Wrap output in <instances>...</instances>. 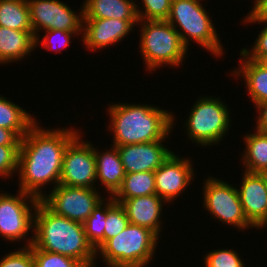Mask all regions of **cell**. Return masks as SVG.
<instances>
[{"label":"cell","instance_id":"1","mask_svg":"<svg viewBox=\"0 0 267 267\" xmlns=\"http://www.w3.org/2000/svg\"><path fill=\"white\" fill-rule=\"evenodd\" d=\"M38 125L36 122L21 139L18 188L41 199L45 195L43 186L53 182L54 188L59 184L65 150L81 132L65 127L43 129Z\"/></svg>","mask_w":267,"mask_h":267},{"label":"cell","instance_id":"2","mask_svg":"<svg viewBox=\"0 0 267 267\" xmlns=\"http://www.w3.org/2000/svg\"><path fill=\"white\" fill-rule=\"evenodd\" d=\"M34 236L24 247L59 253L80 261L85 267L96 265L97 252L88 242L82 223L52 212L41 200L34 215Z\"/></svg>","mask_w":267,"mask_h":267},{"label":"cell","instance_id":"3","mask_svg":"<svg viewBox=\"0 0 267 267\" xmlns=\"http://www.w3.org/2000/svg\"><path fill=\"white\" fill-rule=\"evenodd\" d=\"M109 108V109H108ZM107 108L113 133V146L166 140L174 127V113L160 106L112 104Z\"/></svg>","mask_w":267,"mask_h":267},{"label":"cell","instance_id":"4","mask_svg":"<svg viewBox=\"0 0 267 267\" xmlns=\"http://www.w3.org/2000/svg\"><path fill=\"white\" fill-rule=\"evenodd\" d=\"M159 238L150 229L129 223L96 252L108 267H145L154 258Z\"/></svg>","mask_w":267,"mask_h":267},{"label":"cell","instance_id":"5","mask_svg":"<svg viewBox=\"0 0 267 267\" xmlns=\"http://www.w3.org/2000/svg\"><path fill=\"white\" fill-rule=\"evenodd\" d=\"M140 53L145 68L154 71L159 66L178 67L188 52L180 34L167 20H139Z\"/></svg>","mask_w":267,"mask_h":267},{"label":"cell","instance_id":"6","mask_svg":"<svg viewBox=\"0 0 267 267\" xmlns=\"http://www.w3.org/2000/svg\"><path fill=\"white\" fill-rule=\"evenodd\" d=\"M201 1L203 0H172L167 21L180 34L187 49L193 39L212 55L220 57L223 55L221 40Z\"/></svg>","mask_w":267,"mask_h":267},{"label":"cell","instance_id":"7","mask_svg":"<svg viewBox=\"0 0 267 267\" xmlns=\"http://www.w3.org/2000/svg\"><path fill=\"white\" fill-rule=\"evenodd\" d=\"M199 98L184 123L188 132L187 138L201 146L216 145L222 142L231 127L230 109L221 98Z\"/></svg>","mask_w":267,"mask_h":267},{"label":"cell","instance_id":"8","mask_svg":"<svg viewBox=\"0 0 267 267\" xmlns=\"http://www.w3.org/2000/svg\"><path fill=\"white\" fill-rule=\"evenodd\" d=\"M18 192L16 195L0 193V236L12 242L27 241L29 231H34V213L40 201L32 194Z\"/></svg>","mask_w":267,"mask_h":267},{"label":"cell","instance_id":"9","mask_svg":"<svg viewBox=\"0 0 267 267\" xmlns=\"http://www.w3.org/2000/svg\"><path fill=\"white\" fill-rule=\"evenodd\" d=\"M203 181V207L214 219L242 231L253 227L244 215L236 187L217 177H208Z\"/></svg>","mask_w":267,"mask_h":267},{"label":"cell","instance_id":"10","mask_svg":"<svg viewBox=\"0 0 267 267\" xmlns=\"http://www.w3.org/2000/svg\"><path fill=\"white\" fill-rule=\"evenodd\" d=\"M51 191L40 200L55 214L82 224L91 215L93 209L105 199L94 188L58 184Z\"/></svg>","mask_w":267,"mask_h":267},{"label":"cell","instance_id":"11","mask_svg":"<svg viewBox=\"0 0 267 267\" xmlns=\"http://www.w3.org/2000/svg\"><path fill=\"white\" fill-rule=\"evenodd\" d=\"M79 134L66 148L59 184L80 188H94L96 158L93 144L83 141ZM96 181V182H95Z\"/></svg>","mask_w":267,"mask_h":267},{"label":"cell","instance_id":"12","mask_svg":"<svg viewBox=\"0 0 267 267\" xmlns=\"http://www.w3.org/2000/svg\"><path fill=\"white\" fill-rule=\"evenodd\" d=\"M27 2L35 38H40L39 32L42 29L83 32V5L80 14L77 15L70 6L59 0H27Z\"/></svg>","mask_w":267,"mask_h":267},{"label":"cell","instance_id":"13","mask_svg":"<svg viewBox=\"0 0 267 267\" xmlns=\"http://www.w3.org/2000/svg\"><path fill=\"white\" fill-rule=\"evenodd\" d=\"M180 157L173 152L154 172L156 195L167 203L180 196L193 180L194 169L190 158Z\"/></svg>","mask_w":267,"mask_h":267},{"label":"cell","instance_id":"14","mask_svg":"<svg viewBox=\"0 0 267 267\" xmlns=\"http://www.w3.org/2000/svg\"><path fill=\"white\" fill-rule=\"evenodd\" d=\"M243 173L237 190L244 215L253 227L264 229L267 226V174L245 170Z\"/></svg>","mask_w":267,"mask_h":267},{"label":"cell","instance_id":"15","mask_svg":"<svg viewBox=\"0 0 267 267\" xmlns=\"http://www.w3.org/2000/svg\"><path fill=\"white\" fill-rule=\"evenodd\" d=\"M164 141L116 146L125 173L155 172L173 153L163 145Z\"/></svg>","mask_w":267,"mask_h":267},{"label":"cell","instance_id":"16","mask_svg":"<svg viewBox=\"0 0 267 267\" xmlns=\"http://www.w3.org/2000/svg\"><path fill=\"white\" fill-rule=\"evenodd\" d=\"M139 20L84 19L82 43L85 48L96 51L115 45L128 35Z\"/></svg>","mask_w":267,"mask_h":267},{"label":"cell","instance_id":"17","mask_svg":"<svg viewBox=\"0 0 267 267\" xmlns=\"http://www.w3.org/2000/svg\"><path fill=\"white\" fill-rule=\"evenodd\" d=\"M114 200L124 207L129 223L146 227L159 237L163 222L161 221L160 215H162V207L166 203L161 197L156 194H151Z\"/></svg>","mask_w":267,"mask_h":267},{"label":"cell","instance_id":"18","mask_svg":"<svg viewBox=\"0 0 267 267\" xmlns=\"http://www.w3.org/2000/svg\"><path fill=\"white\" fill-rule=\"evenodd\" d=\"M96 158V180L100 181L108 194L113 197L121 188L126 175L119 152L116 146L103 152H99L94 146Z\"/></svg>","mask_w":267,"mask_h":267},{"label":"cell","instance_id":"19","mask_svg":"<svg viewBox=\"0 0 267 267\" xmlns=\"http://www.w3.org/2000/svg\"><path fill=\"white\" fill-rule=\"evenodd\" d=\"M34 48L35 36L30 31H19L0 26L1 65L25 59Z\"/></svg>","mask_w":267,"mask_h":267},{"label":"cell","instance_id":"20","mask_svg":"<svg viewBox=\"0 0 267 267\" xmlns=\"http://www.w3.org/2000/svg\"><path fill=\"white\" fill-rule=\"evenodd\" d=\"M134 0H85L84 19L139 20Z\"/></svg>","mask_w":267,"mask_h":267},{"label":"cell","instance_id":"21","mask_svg":"<svg viewBox=\"0 0 267 267\" xmlns=\"http://www.w3.org/2000/svg\"><path fill=\"white\" fill-rule=\"evenodd\" d=\"M240 66L233 71L235 78L242 76L252 103L259 104L267 101V69L257 61L245 57L241 52ZM240 67V68H239Z\"/></svg>","mask_w":267,"mask_h":267},{"label":"cell","instance_id":"22","mask_svg":"<svg viewBox=\"0 0 267 267\" xmlns=\"http://www.w3.org/2000/svg\"><path fill=\"white\" fill-rule=\"evenodd\" d=\"M247 133L244 138L246 148L241 160L245 171L267 174V132Z\"/></svg>","mask_w":267,"mask_h":267},{"label":"cell","instance_id":"23","mask_svg":"<svg viewBox=\"0 0 267 267\" xmlns=\"http://www.w3.org/2000/svg\"><path fill=\"white\" fill-rule=\"evenodd\" d=\"M18 104L0 95V127L14 131L21 139L36 123L32 117Z\"/></svg>","mask_w":267,"mask_h":267},{"label":"cell","instance_id":"24","mask_svg":"<svg viewBox=\"0 0 267 267\" xmlns=\"http://www.w3.org/2000/svg\"><path fill=\"white\" fill-rule=\"evenodd\" d=\"M0 26L33 34L27 0H0Z\"/></svg>","mask_w":267,"mask_h":267},{"label":"cell","instance_id":"25","mask_svg":"<svg viewBox=\"0 0 267 267\" xmlns=\"http://www.w3.org/2000/svg\"><path fill=\"white\" fill-rule=\"evenodd\" d=\"M151 194H156L154 172L126 173L121 188L113 198L129 199Z\"/></svg>","mask_w":267,"mask_h":267},{"label":"cell","instance_id":"26","mask_svg":"<svg viewBox=\"0 0 267 267\" xmlns=\"http://www.w3.org/2000/svg\"><path fill=\"white\" fill-rule=\"evenodd\" d=\"M114 201V198L111 196L108 198L107 202L103 199L83 223L88 242L96 251L104 244V228L107 219V208Z\"/></svg>","mask_w":267,"mask_h":267},{"label":"cell","instance_id":"27","mask_svg":"<svg viewBox=\"0 0 267 267\" xmlns=\"http://www.w3.org/2000/svg\"><path fill=\"white\" fill-rule=\"evenodd\" d=\"M129 224V220L124 207L114 201L107 208V219L104 228V243L122 232Z\"/></svg>","mask_w":267,"mask_h":267},{"label":"cell","instance_id":"28","mask_svg":"<svg viewBox=\"0 0 267 267\" xmlns=\"http://www.w3.org/2000/svg\"><path fill=\"white\" fill-rule=\"evenodd\" d=\"M35 267H85L80 261L69 256L61 255L35 248L32 245Z\"/></svg>","mask_w":267,"mask_h":267},{"label":"cell","instance_id":"29","mask_svg":"<svg viewBox=\"0 0 267 267\" xmlns=\"http://www.w3.org/2000/svg\"><path fill=\"white\" fill-rule=\"evenodd\" d=\"M205 267H245L240 255L233 249H216L205 255Z\"/></svg>","mask_w":267,"mask_h":267},{"label":"cell","instance_id":"30","mask_svg":"<svg viewBox=\"0 0 267 267\" xmlns=\"http://www.w3.org/2000/svg\"><path fill=\"white\" fill-rule=\"evenodd\" d=\"M143 10L136 5L139 20H167L172 0H142ZM140 8V9H139Z\"/></svg>","mask_w":267,"mask_h":267},{"label":"cell","instance_id":"31","mask_svg":"<svg viewBox=\"0 0 267 267\" xmlns=\"http://www.w3.org/2000/svg\"><path fill=\"white\" fill-rule=\"evenodd\" d=\"M79 33V34H78ZM81 35L83 32H72V31H64V30H47L45 31V35L42 37V41H39V38H35V47L37 48L40 43L42 44V47H45L47 51L50 49H55L56 53L60 52L63 48H67V46L70 44L71 37L76 35ZM56 37V42L54 38ZM60 40H58V39ZM60 41V42H59ZM40 42V43H39ZM53 42V43H52ZM55 42V43H54Z\"/></svg>","mask_w":267,"mask_h":267},{"label":"cell","instance_id":"32","mask_svg":"<svg viewBox=\"0 0 267 267\" xmlns=\"http://www.w3.org/2000/svg\"><path fill=\"white\" fill-rule=\"evenodd\" d=\"M20 146L0 145V176L8 178L18 172Z\"/></svg>","mask_w":267,"mask_h":267},{"label":"cell","instance_id":"33","mask_svg":"<svg viewBox=\"0 0 267 267\" xmlns=\"http://www.w3.org/2000/svg\"><path fill=\"white\" fill-rule=\"evenodd\" d=\"M0 267H35L32 245L9 252L0 260Z\"/></svg>","mask_w":267,"mask_h":267},{"label":"cell","instance_id":"34","mask_svg":"<svg viewBox=\"0 0 267 267\" xmlns=\"http://www.w3.org/2000/svg\"><path fill=\"white\" fill-rule=\"evenodd\" d=\"M240 52L247 58L257 61L260 57L267 56V25L261 30L252 50L243 48Z\"/></svg>","mask_w":267,"mask_h":267},{"label":"cell","instance_id":"35","mask_svg":"<svg viewBox=\"0 0 267 267\" xmlns=\"http://www.w3.org/2000/svg\"><path fill=\"white\" fill-rule=\"evenodd\" d=\"M244 23H253L256 22L261 24L265 23L267 25V0H255L254 6L245 19Z\"/></svg>","mask_w":267,"mask_h":267},{"label":"cell","instance_id":"36","mask_svg":"<svg viewBox=\"0 0 267 267\" xmlns=\"http://www.w3.org/2000/svg\"><path fill=\"white\" fill-rule=\"evenodd\" d=\"M21 138L12 130L0 127V145L20 146Z\"/></svg>","mask_w":267,"mask_h":267},{"label":"cell","instance_id":"37","mask_svg":"<svg viewBox=\"0 0 267 267\" xmlns=\"http://www.w3.org/2000/svg\"><path fill=\"white\" fill-rule=\"evenodd\" d=\"M259 111L257 115L256 130L259 132H267V101L254 105Z\"/></svg>","mask_w":267,"mask_h":267},{"label":"cell","instance_id":"38","mask_svg":"<svg viewBox=\"0 0 267 267\" xmlns=\"http://www.w3.org/2000/svg\"><path fill=\"white\" fill-rule=\"evenodd\" d=\"M257 62L263 66L265 69H267V56L265 57H260Z\"/></svg>","mask_w":267,"mask_h":267}]
</instances>
